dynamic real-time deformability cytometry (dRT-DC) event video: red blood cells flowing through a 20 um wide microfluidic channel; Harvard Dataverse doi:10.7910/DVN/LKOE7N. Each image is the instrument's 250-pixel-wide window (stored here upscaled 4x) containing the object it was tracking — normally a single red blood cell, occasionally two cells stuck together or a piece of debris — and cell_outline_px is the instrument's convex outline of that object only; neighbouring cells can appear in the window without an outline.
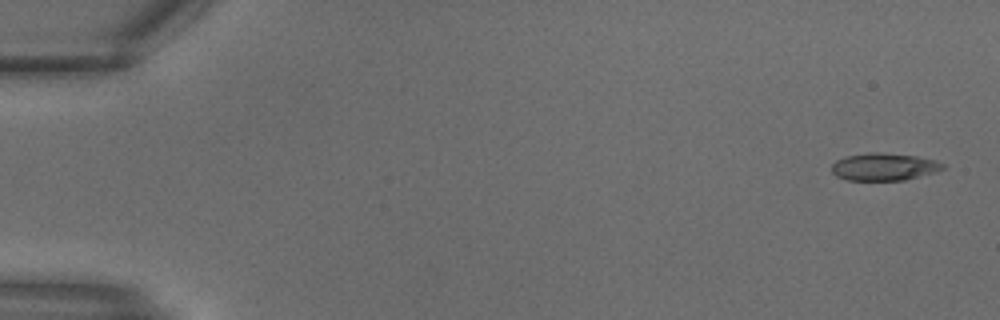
{"species": "common noctule bat (a hibernating species)", "species_latin": "Nyctalus noctula", "temperature_condition": "warm", "stored_images_in_passage": 9, "camera_frame_rate_fps": 3000, "um_per_image_px": 0.085, "animal": {"sex": "male", "body_mass_g": 18.8}, "frame": {"image": 1, "passage_image": 1, "time_ms": 0.0, "image_size_px": [1000, 320], "cell_outline_px": [[944, 168], [936, 172], [904, 180], [848, 180], [836, 176], [832, 172], [832, 164], [836, 160], [848, 156], [868, 152], [876, 152], [916, 156], [936, 160], [944, 164]], "centroid_in_image_um": [75.14, 14.18], "position_along_channel_um": 9.9, "area_um2": 17.69}}
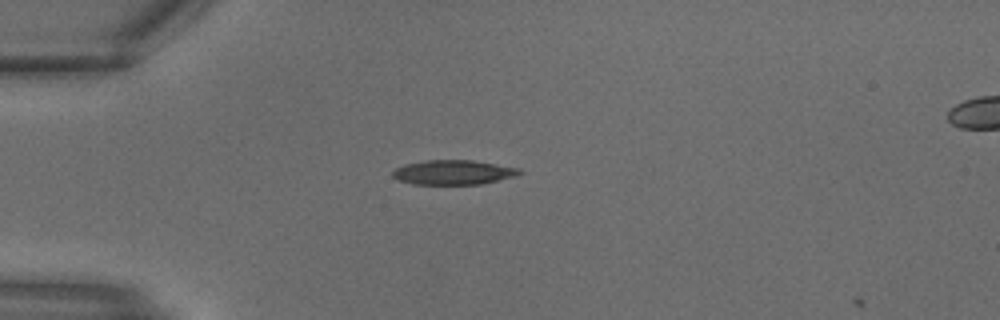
{"frame": {"image": 2, "passage_image": 8, "time_ms": 2.333, "image_size_px": [1000, 320], "cell_outline_px": [[524, 172], [516, 176], [480, 184], [412, 184], [396, 180], [392, 176], [392, 172], [396, 168], [404, 164], [424, 160], [472, 160], [520, 168]], "centroid_in_image_um": [38.51, 14.65], "position_along_channel_um": 46.5, "area_um2": 18.26}}